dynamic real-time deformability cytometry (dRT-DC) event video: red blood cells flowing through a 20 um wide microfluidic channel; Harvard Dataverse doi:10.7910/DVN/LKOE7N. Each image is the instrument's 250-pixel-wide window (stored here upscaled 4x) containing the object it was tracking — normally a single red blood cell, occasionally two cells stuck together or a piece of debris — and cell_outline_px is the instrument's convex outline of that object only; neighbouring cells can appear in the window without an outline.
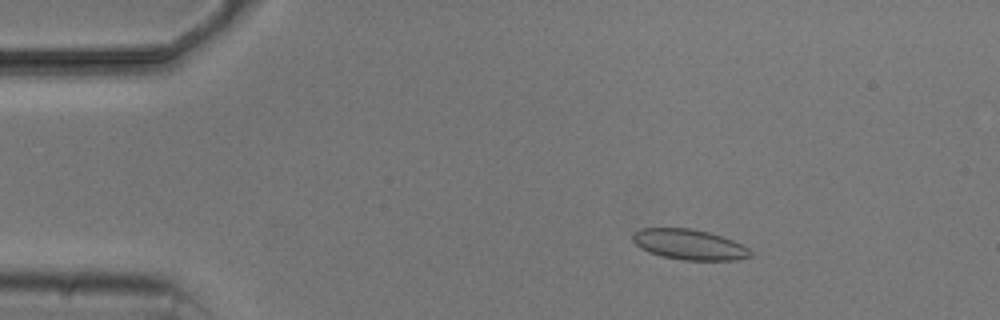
{"species": "common noctule bat (a hibernating species)", "species_latin": "Nyctalus noctula", "temperature_condition": "cold", "stored_images_in_passage": 3, "camera_frame_rate_fps": 3000, "um_per_image_px": 0.085, "animal": {"sex": "male", "body_mass_g": 20.5, "forearm_length_mm": 52.5}, "frame": {"image": 1, "passage_image": 2, "time_ms": 1.333, "image_size_px": [1000, 320], "cell_outline_px": [[752, 256], [736, 260], [684, 260], [664, 256], [648, 252], [640, 248], [632, 240], [632, 236], [640, 228], [692, 228], [708, 232], [732, 240], [748, 248], [752, 252]], "centroid_in_image_um": [58.58, 20.78], "position_along_channel_um": 26.4, "area_um2": 20.69}}